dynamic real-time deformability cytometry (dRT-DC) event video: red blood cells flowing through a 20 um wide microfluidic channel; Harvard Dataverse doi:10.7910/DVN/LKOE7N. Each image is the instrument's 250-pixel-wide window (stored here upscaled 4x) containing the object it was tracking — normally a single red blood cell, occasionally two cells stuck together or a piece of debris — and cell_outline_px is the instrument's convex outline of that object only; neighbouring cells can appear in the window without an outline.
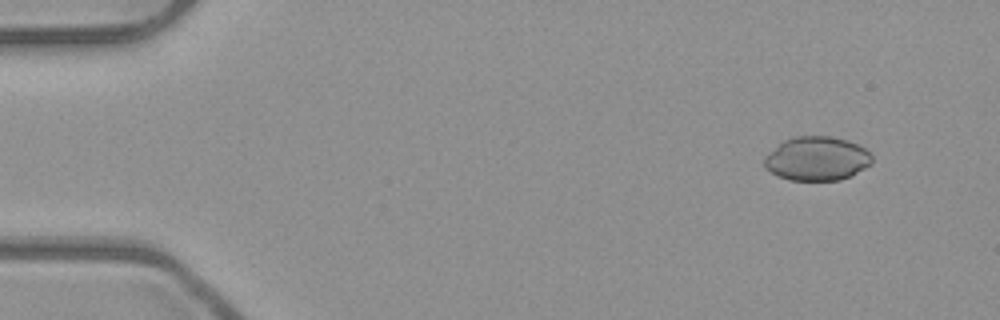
{"species": "common noctule bat (a hibernating species)", "species_latin": "Nyctalus noctula", "temperature_condition": "room temperature", "stored_images_in_passage": 51, "camera_frame_rate_fps": 3000, "um_per_image_px": 0.085, "animal": {"sex": "male", "body_mass_g": 23.1, "forearm_length_mm": 52.7}, "frame": {"image": 1, "passage_image": 4, "time_ms": 1.0, "image_size_px": [1000, 320], "cell_outline_px": [[872, 164], [852, 176], [840, 180], [788, 180], [772, 172], [764, 164], [764, 156], [784, 140], [796, 136], [828, 136], [848, 140], [864, 148], [872, 156]], "centroid_in_image_um": [69.46, 13.48], "position_along_channel_um": 15.5, "area_um2": 27.51}}
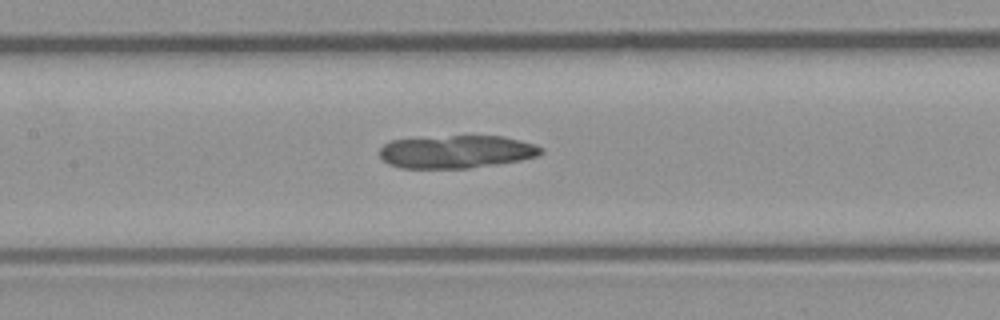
{"frame": {"image": 2, "passage_image": 24, "time_ms": 7.667, "image_size_px": [1000, 320], "cell_outline_px": [[544, 152], [536, 156], [520, 160], [496, 164], [468, 168], [400, 168], [388, 164], [380, 156], [380, 148], [384, 144], [392, 140], [452, 136], [500, 136], [520, 140], [536, 144], [544, 148]], "centroid_in_image_um": [38.81, 12.9], "position_along_channel_um": 168.6, "area_um2": 30.81}}
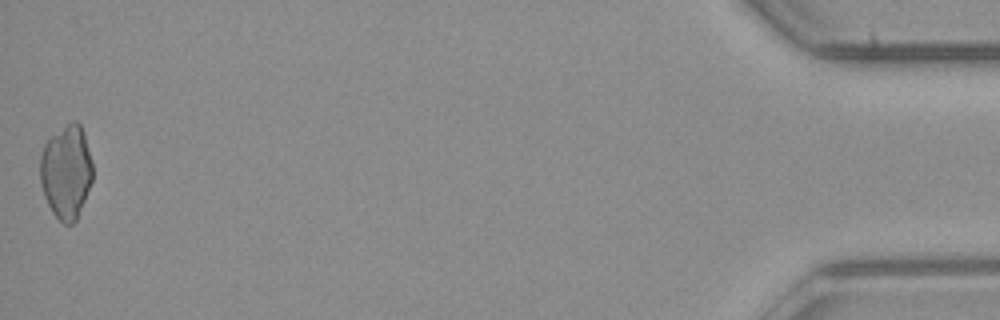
{"frame": {"image": 3, "passage_image": 51, "time_ms": 16.667, "image_size_px": [1000, 320], "cell_outline_px": [[92, 180], [76, 220], [72, 224], [64, 224], [52, 212], [44, 196], [40, 184], [40, 156], [44, 144], [52, 136], [72, 120], [76, 120], [80, 124], [84, 132], [92, 160]], "centroid_in_image_um": [5.63, 14.6], "position_along_channel_um": 429.6, "area_um2": 28.61}}